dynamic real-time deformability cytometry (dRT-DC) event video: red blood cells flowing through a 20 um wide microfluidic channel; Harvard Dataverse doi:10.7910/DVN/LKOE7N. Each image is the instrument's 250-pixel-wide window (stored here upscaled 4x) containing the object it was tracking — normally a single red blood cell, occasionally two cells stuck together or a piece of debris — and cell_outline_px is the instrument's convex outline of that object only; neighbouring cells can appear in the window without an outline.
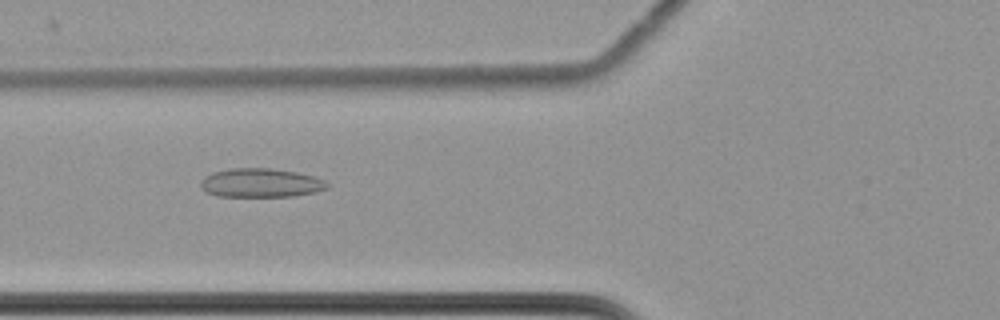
{"species": "common noctule bat (a hibernating species)", "species_latin": "Nyctalus noctula", "temperature_condition": "cold", "stored_images_in_passage": 44, "camera_frame_rate_fps": 3000, "um_per_image_px": 0.085, "animal": {"sex": "female", "body_mass_g": 22.7, "forearm_length_mm": 54.2}, "frame": {"image": 1, "passage_image": 8, "time_ms": 2.333, "image_size_px": [1000, 320], "cell_outline_px": [[332, 184], [328, 188], [316, 192], [296, 196], [216, 196], [200, 188], [200, 180], [204, 176], [212, 172], [232, 168], [272, 168], [296, 172], [312, 176], [324, 180]], "centroid_in_image_um": [22.17, 15.54], "position_along_channel_um": 103.6, "area_um2": 21.5}}
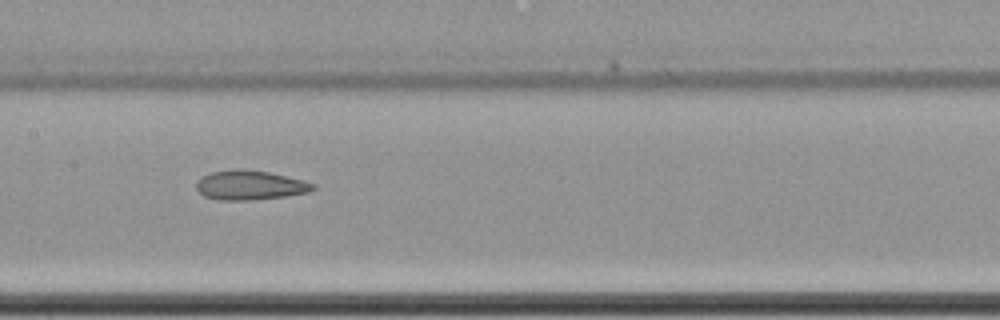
{"frame": {"image": 2, "passage_image": 15, "time_ms": 4.667, "image_size_px": [1000, 320], "cell_outline_px": [[316, 188], [308, 192], [288, 196], [248, 200], [216, 200], [204, 196], [196, 188], [196, 184], [204, 176], [212, 172], [240, 168], [268, 172], [304, 180], [316, 184]], "centroid_in_image_um": [21.28, 15.74], "position_along_channel_um": 186.1, "area_um2": 19.94}}
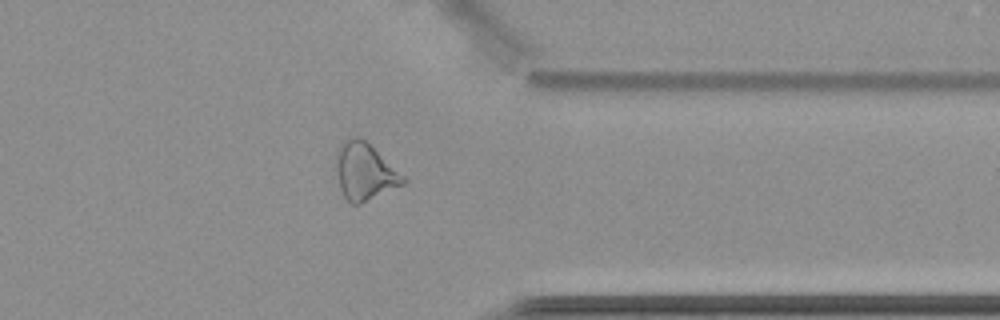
{"frame": {"image": 3, "passage_image": 32, "time_ms": 10.333, "image_size_px": [1000, 320], "cell_outline_px": [[408, 180], [404, 184], [360, 204], [352, 204], [344, 196], [340, 188], [332, 168], [340, 144], [344, 140], [352, 136], [356, 136], [364, 140], [404, 176]], "centroid_in_image_um": [30.93, 14.59], "position_along_channel_um": 380.5, "area_um2": 22.31}, "authors_computed_cell_mechanics": {"area_um2": 20.7213, "velocity_mm_per_s": 3.5163, "shape_relaxation_time_tau1_ms": null, "shape_relaxation_time_tau2_ms": 3.3594, "deformation_change_tau1": null, "deformation_change_tau2": 0.1249}}